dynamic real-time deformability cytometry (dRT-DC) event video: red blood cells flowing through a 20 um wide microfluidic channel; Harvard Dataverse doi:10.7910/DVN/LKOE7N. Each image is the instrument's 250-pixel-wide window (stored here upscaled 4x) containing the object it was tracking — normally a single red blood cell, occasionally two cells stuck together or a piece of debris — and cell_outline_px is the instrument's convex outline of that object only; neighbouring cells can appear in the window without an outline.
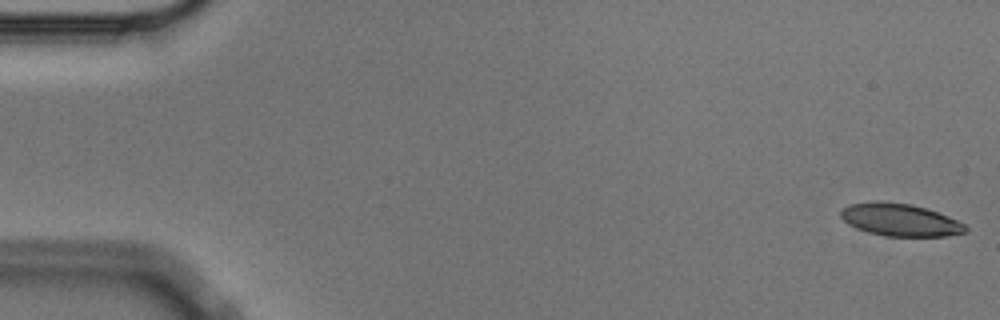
{"species": "Egyptian fruit bat (a non-hibernating species)", "species_latin": "Rousettus aegyptiacus", "temperature_condition": "cold", "stored_images_in_passage": 9, "camera_frame_rate_fps": 3000, "um_per_image_px": 0.085, "animal": {"sex": "male"}, "frame": {"image": 1, "passage_image": 1, "time_ms": 0.0, "image_size_px": [1000, 320], "cell_outline_px": [[968, 232], [948, 236], [884, 236], [868, 232], [856, 228], [848, 224], [840, 216], [840, 208], [848, 204], [872, 200], [884, 200], [912, 204], [948, 216], [964, 224], [968, 228]], "centroid_in_image_um": [76.46, 18.67], "position_along_channel_um": 8.5, "area_um2": 23.99}}